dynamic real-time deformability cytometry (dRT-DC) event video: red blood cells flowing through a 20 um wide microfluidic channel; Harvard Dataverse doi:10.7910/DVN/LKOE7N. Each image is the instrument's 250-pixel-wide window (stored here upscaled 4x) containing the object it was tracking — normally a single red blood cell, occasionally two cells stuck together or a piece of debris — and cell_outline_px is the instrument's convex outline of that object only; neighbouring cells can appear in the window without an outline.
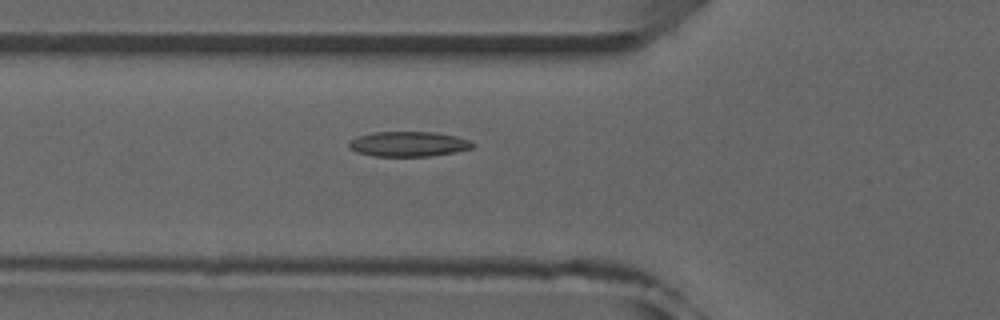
{"species": "common noctule bat (a hibernating species)", "species_latin": "Nyctalus noctula", "temperature_condition": "room temperature", "stored_images_in_passage": 42, "camera_frame_rate_fps": 3000, "um_per_image_px": 0.085, "animal": {"sex": "male", "forearm_length_mm": 52.5}, "frame": {"image": 1, "passage_image": 9, "time_ms": 2.667, "image_size_px": [1000, 320], "cell_outline_px": [[476, 144], [472, 148], [456, 152], [428, 156], [372, 156], [356, 152], [348, 148], [348, 140], [356, 136], [372, 132], [436, 132], [456, 136], [472, 140]], "centroid_in_image_um": [34.7, 12.23], "position_along_channel_um": 91.1, "area_um2": 18.38}}
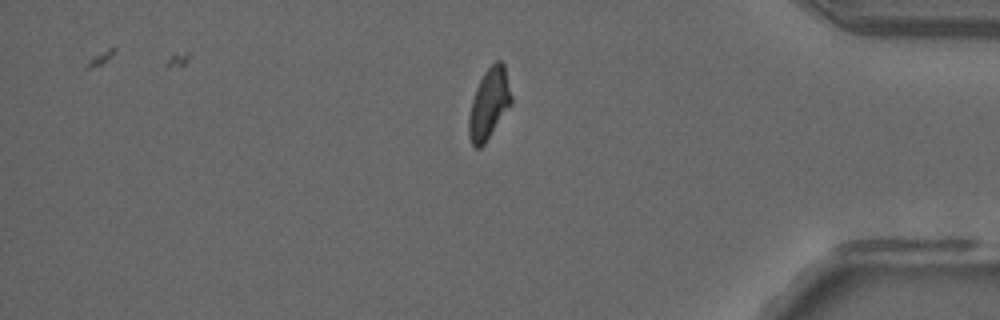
{"frame": {"image": 2, "passage_image": 34, "time_ms": 11.0, "image_size_px": [1000, 320], "cell_outline_px": [[512, 104], [484, 144], [480, 148], [476, 148], [472, 144], [468, 136], [468, 116], [472, 100], [476, 88], [484, 72], [496, 60], [500, 60], [504, 64], [512, 96]], "centroid_in_image_um": [41.57, 8.82], "position_along_channel_um": 393.6, "area_um2": 17.51}}
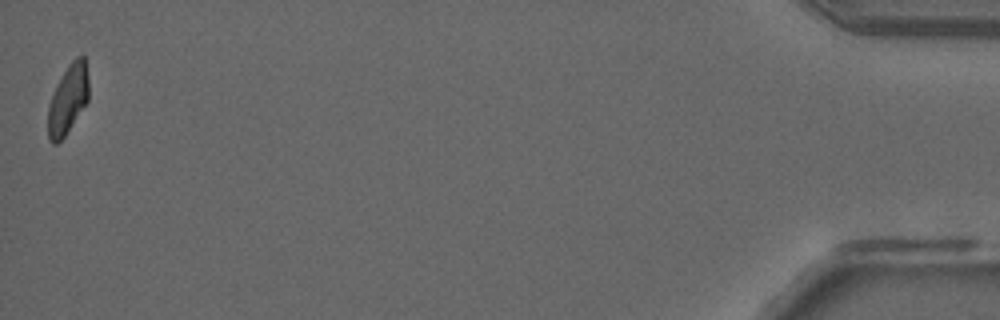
{"frame": {"image": 3, "passage_image": 42, "time_ms": 13.667, "image_size_px": [1000, 320], "cell_outline_px": [[88, 100], [64, 136], [56, 144], [52, 144], [48, 140], [48, 104], [56, 84], [68, 64], [76, 56], [84, 56], [88, 76]], "centroid_in_image_um": [5.75, 8.42], "position_along_channel_um": 429.4, "area_um2": 16.36}, "authors_computed_cell_mechanics": {"area_um2": 17.4267, "velocity_mm_per_s": 3.9684, "shape_relaxation_time_tau1_ms": null, "shape_relaxation_time_tau2_ms": 2.8816, "deformation_change_tau1": null, "deformation_change_tau2": 0.0985}}